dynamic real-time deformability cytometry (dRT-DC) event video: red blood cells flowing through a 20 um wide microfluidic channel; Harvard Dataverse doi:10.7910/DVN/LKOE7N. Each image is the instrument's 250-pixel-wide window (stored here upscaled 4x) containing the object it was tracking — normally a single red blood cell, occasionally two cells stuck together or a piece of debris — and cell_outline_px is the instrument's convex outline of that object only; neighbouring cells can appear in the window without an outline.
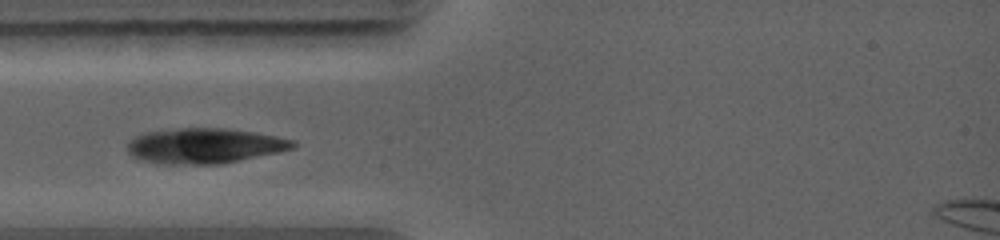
{"species": "common noctule bat (a hibernating species)", "species_latin": "Nyctalus noctula", "temperature_condition": "warm", "stored_images_in_passage": 8, "camera_frame_rate_fps": 5000, "um_per_image_px": 0.085, "animal": {"sex": "female", "body_mass_g": 19.0, "forearm_length_mm": 56.7}, "frame": {"image": 1, "passage_image": 2, "time_ms": 0.8, "image_size_px": [1000, 240], "cell_outline_px": [[296, 144], [292, 148], [276, 152], [220, 164], [156, 164], [132, 156], [128, 152], [128, 144], [136, 136], [144, 132], [180, 128], [224, 128], [252, 132], [276, 136], [292, 140]], "centroid_in_image_um": [17.33, 12.39], "position_along_channel_um": 67.7, "area_um2": 33.58}}
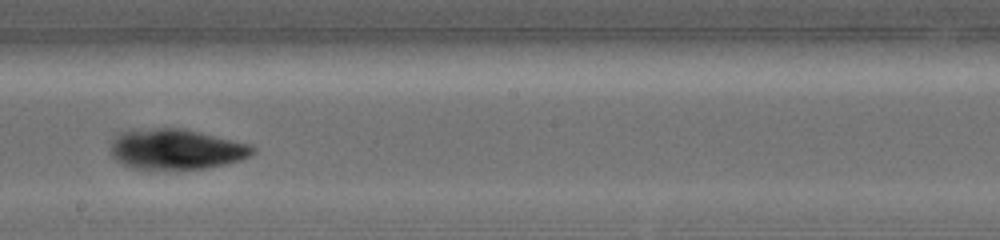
{"frame": {"image": 2, "passage_image": 6, "time_ms": 4.4, "image_size_px": [1000, 240], "cell_outline_px": [[256, 152], [240, 160], [224, 164], [204, 168], [132, 168], [120, 164], [112, 156], [108, 148], [112, 140], [120, 132], [156, 128], [184, 128], [252, 144], [256, 148]], "centroid_in_image_um": [14.97, 12.67], "position_along_channel_um": 233.2, "area_um2": 33.41}}
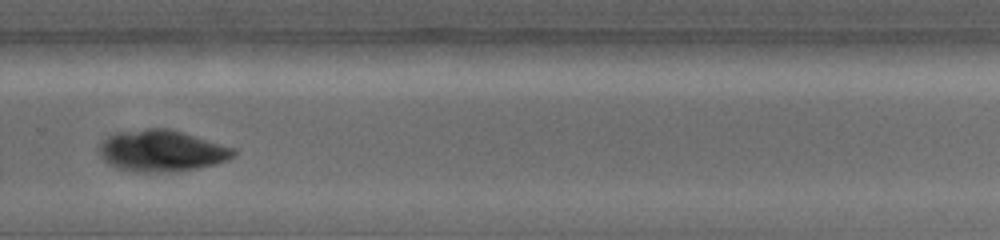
{"frame": {"image": 3, "passage_image": 8, "time_ms": 6.2, "image_size_px": [1000, 240], "cell_outline_px": [[236, 156], [228, 160], [196, 168], [172, 172], [136, 172], [116, 168], [104, 160], [100, 156], [100, 144], [108, 136], [116, 132], [148, 128], [168, 128], [184, 132], [236, 148]], "centroid_in_image_um": [13.76, 12.81], "position_along_channel_um": 316.0, "area_um2": 32.6}}